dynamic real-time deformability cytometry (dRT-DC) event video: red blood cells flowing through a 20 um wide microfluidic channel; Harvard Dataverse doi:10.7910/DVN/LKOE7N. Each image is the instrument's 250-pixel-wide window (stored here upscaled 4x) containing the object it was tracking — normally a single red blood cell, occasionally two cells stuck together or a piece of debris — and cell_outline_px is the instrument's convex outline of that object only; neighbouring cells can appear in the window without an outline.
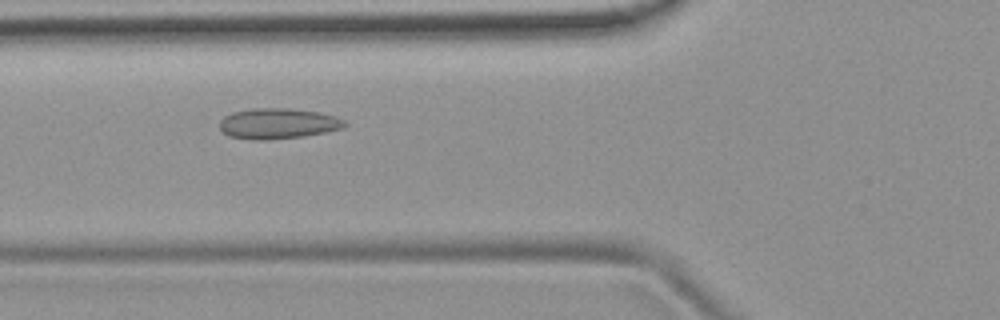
{"species": "common noctule bat (a hibernating species)", "species_latin": "Nyctalus noctula", "temperature_condition": "room temperature", "stored_images_in_passage": 40, "camera_frame_rate_fps": 3000, "um_per_image_px": 0.085, "animal": {"sex": "female", "body_mass_g": 19.9}, "frame": {"image": 1, "passage_image": 7, "time_ms": 2.0, "image_size_px": [1000, 320], "cell_outline_px": [[348, 124], [344, 128], [304, 136], [260, 140], [256, 140], [228, 136], [220, 128], [220, 120], [224, 116], [232, 112], [252, 108], [288, 108], [320, 112], [336, 116], [344, 120]], "centroid_in_image_um": [23.64, 10.49], "position_along_channel_um": 102.2, "area_um2": 22.31}}
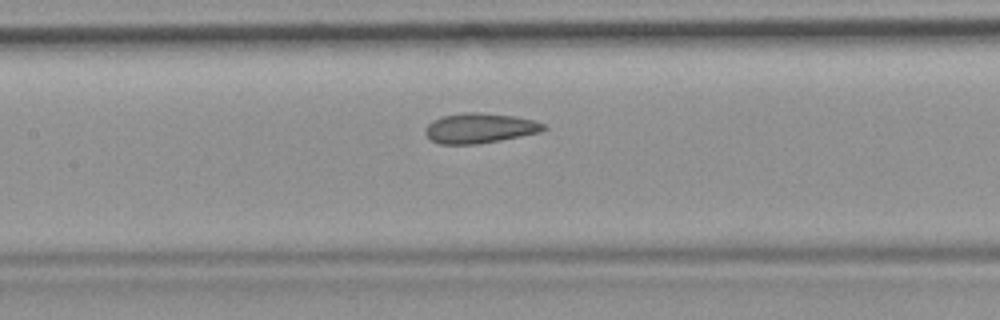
{"frame": {"image": 2, "passage_image": 12, "time_ms": 3.667, "image_size_px": [1000, 320], "cell_outline_px": [[548, 128], [540, 132], [500, 140], [476, 144], [440, 144], [432, 140], [424, 132], [424, 128], [432, 120], [440, 116], [460, 112], [480, 112], [512, 116], [532, 120], [544, 124]], "centroid_in_image_um": [40.73, 10.88], "position_along_channel_um": 166.7, "area_um2": 20.69}, "authors_computed_cell_mechanics": {"area_um2": 20.5479, "velocity_mm_per_s": 3.8644, "shape_relaxation_time_tau1_ms": null, "shape_relaxation_time_tau2_ms": 2.1367, "deformation_change_tau1": null, "deformation_change_tau2": 0.0819}}